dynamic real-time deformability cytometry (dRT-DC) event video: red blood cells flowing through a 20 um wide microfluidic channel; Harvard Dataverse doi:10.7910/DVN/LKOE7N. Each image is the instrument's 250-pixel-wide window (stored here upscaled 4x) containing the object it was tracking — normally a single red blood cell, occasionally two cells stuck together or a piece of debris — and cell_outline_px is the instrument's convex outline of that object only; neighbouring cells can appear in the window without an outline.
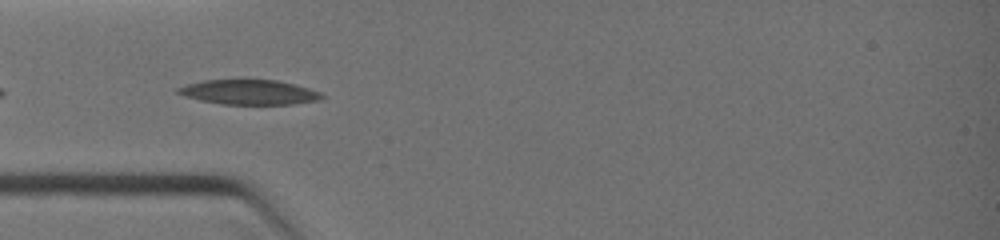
{"species": "common noctule bat (a hibernating species)", "species_latin": "Nyctalus noctula", "temperature_condition": "warm", "stored_images_in_passage": 6, "camera_frame_rate_fps": 3000, "um_per_image_px": 0.085, "animal": {"sex": "female", "body_mass_g": 19.0, "forearm_length_mm": 51.5}, "frame": {"image": 1, "passage_image": 1, "time_ms": 0.0, "image_size_px": [1000, 240], "cell_outline_px": [[324, 96], [316, 100], [292, 104], [220, 104], [200, 100], [184, 96], [176, 92], [176, 88], [188, 84], [204, 80], [276, 80], [308, 88], [320, 92]], "centroid_in_image_um": [21.12, 7.84], "position_along_channel_um": 63.9, "area_um2": 20.46}}
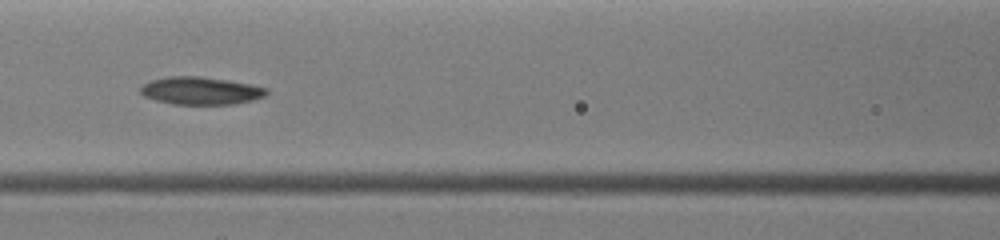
{"frame": {"image": 2, "passage_image": 4, "time_ms": 1.667, "image_size_px": [1000, 240], "cell_outline_px": [[268, 92], [264, 96], [252, 100], [232, 104], [172, 104], [156, 100], [144, 96], [140, 92], [140, 88], [144, 84], [152, 80], [168, 76], [200, 76], [228, 80], [252, 84], [268, 88]], "centroid_in_image_um": [17.07, 7.7], "position_along_channel_um": 149.5, "area_um2": 20.29}}
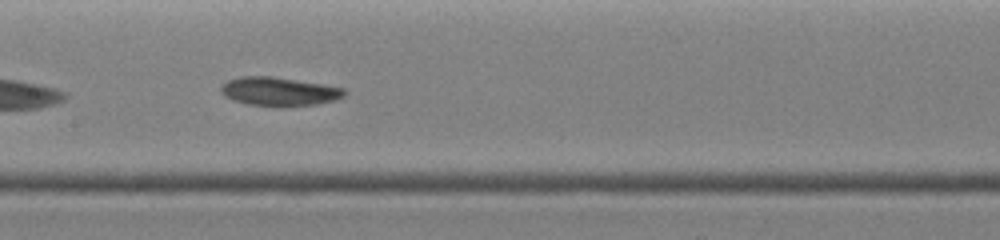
{"frame": {"image": 3, "passage_image": 5, "time_ms": 2.333, "image_size_px": [1000, 240], "cell_outline_px": [[348, 92], [344, 96], [332, 100], [316, 104], [280, 108], [248, 104], [232, 100], [224, 96], [220, 92], [220, 88], [228, 80], [240, 76], [272, 76], [344, 88]], "centroid_in_image_um": [23.69, 7.79], "position_along_channel_um": 183.7, "area_um2": 20.81}}